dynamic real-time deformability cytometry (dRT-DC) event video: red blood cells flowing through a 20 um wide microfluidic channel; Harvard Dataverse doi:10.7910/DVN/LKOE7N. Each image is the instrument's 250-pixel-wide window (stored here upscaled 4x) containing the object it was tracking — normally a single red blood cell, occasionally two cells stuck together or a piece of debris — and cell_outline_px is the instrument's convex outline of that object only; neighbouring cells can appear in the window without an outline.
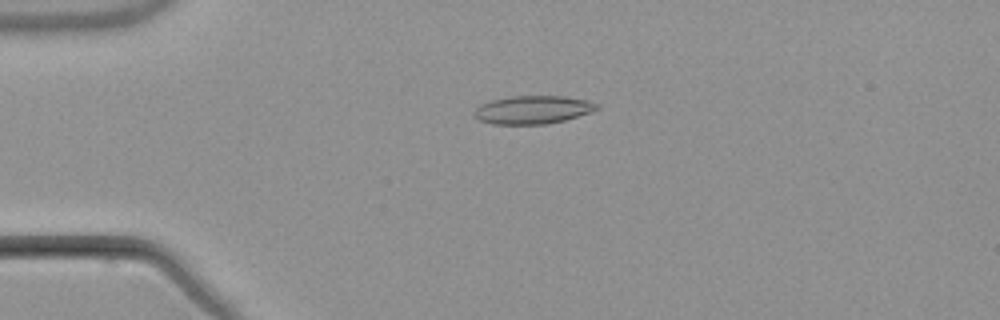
{"species": "common noctule bat (a hibernating species)", "species_latin": "Nyctalus noctula", "temperature_condition": "warm", "stored_images_in_passage": 5, "camera_frame_rate_fps": 3000, "um_per_image_px": 0.085, "animal": {"sex": "male", "body_mass_g": 21.5, "forearm_length_mm": 52.0}, "frame": {"image": 1, "passage_image": 4, "time_ms": 3.667, "image_size_px": [1000, 320], "cell_outline_px": [[600, 108], [592, 112], [564, 120], [548, 124], [492, 124], [480, 120], [472, 112], [480, 104], [492, 100], [508, 96], [564, 96], [588, 100], [600, 104]], "centroid_in_image_um": [45.32, 9.32], "position_along_channel_um": 39.7, "area_um2": 20.29}}